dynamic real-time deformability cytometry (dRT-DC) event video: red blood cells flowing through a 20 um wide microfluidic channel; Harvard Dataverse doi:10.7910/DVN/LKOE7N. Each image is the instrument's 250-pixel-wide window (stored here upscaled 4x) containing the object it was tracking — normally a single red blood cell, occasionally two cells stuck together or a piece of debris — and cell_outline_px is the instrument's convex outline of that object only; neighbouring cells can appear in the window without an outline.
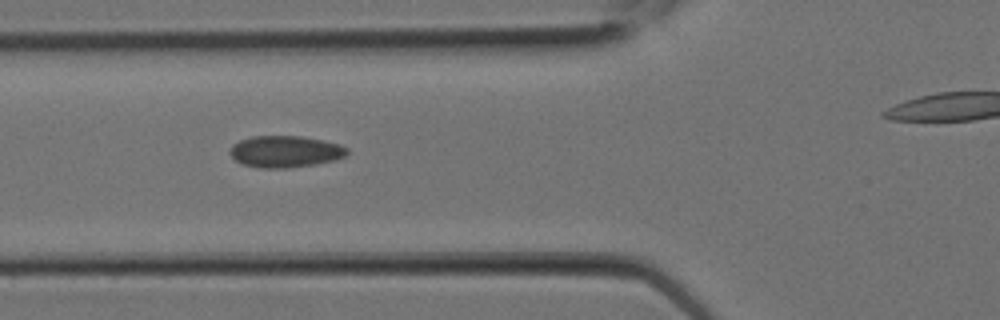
{"species": "Egyptian fruit bat (a non-hibernating species)", "species_latin": "Rousettus aegyptiacus", "temperature_condition": "room temperature", "stored_images_in_passage": 3, "camera_frame_rate_fps": 3000, "um_per_image_px": 0.085, "animal": {"sex": "female"}, "frame": {"image": 1, "passage_image": 2, "time_ms": 0.333, "image_size_px": [1000, 320], "cell_outline_px": [[348, 152], [344, 156], [336, 160], [316, 164], [288, 168], [260, 168], [240, 164], [228, 152], [232, 144], [240, 140], [252, 136], [300, 136], [324, 140], [340, 144], [348, 148]], "centroid_in_image_um": [24.24, 12.88], "position_along_channel_um": 101.6, "area_um2": 21.85}}